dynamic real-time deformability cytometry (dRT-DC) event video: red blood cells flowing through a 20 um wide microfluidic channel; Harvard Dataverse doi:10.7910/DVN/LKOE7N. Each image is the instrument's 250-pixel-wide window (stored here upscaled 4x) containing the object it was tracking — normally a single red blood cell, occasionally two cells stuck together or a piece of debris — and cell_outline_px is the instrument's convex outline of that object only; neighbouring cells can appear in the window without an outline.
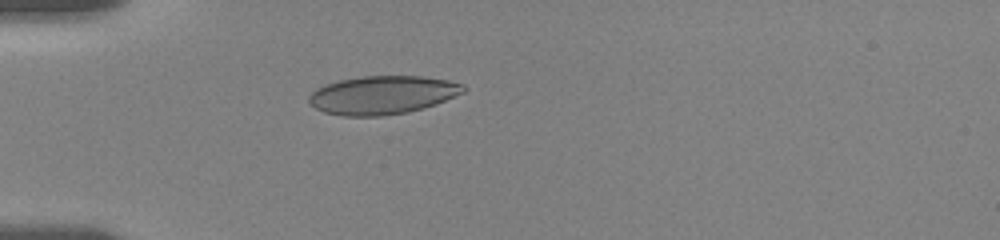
{"species": "human", "species_latin": "Homo sapiens", "temperature_condition": "room temperature", "stored_images_in_passage": 71, "camera_frame_rate_fps": 3000, "um_per_image_px": 0.085, "donor": {"sex": "female"}, "frame": {"image": 1, "passage_image": 1, "time_ms": 0.0, "image_size_px": [1000, 240], "cell_outline_px": [[468, 88], [464, 92], [436, 104], [408, 112], [380, 116], [344, 116], [324, 112], [316, 108], [308, 100], [308, 96], [316, 88], [340, 80], [364, 76], [420, 76], [448, 80], [464, 84]], "centroid_in_image_um": [32.54, 8.07], "position_along_channel_um": 52.5, "area_um2": 34.45}}
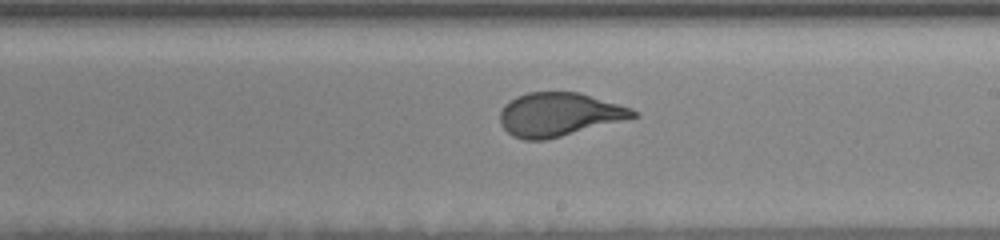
{"frame": {"image": 2, "passage_image": 26, "time_ms": 5.667, "image_size_px": [1000, 240], "cell_outline_px": [[636, 116], [560, 136], [544, 140], [524, 140], [512, 136], [500, 124], [500, 112], [504, 104], [516, 96], [528, 92], [580, 92], [620, 104], [632, 108], [636, 112]], "centroid_in_image_um": [47.45, 9.71], "position_along_channel_um": 241.5, "area_um2": 33.41}}
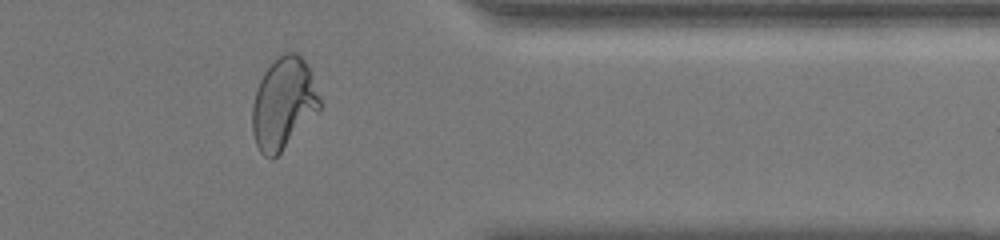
{"frame": {"image": 3, "passage_image": 48, "time_ms": 10.0, "image_size_px": [1000, 240], "cell_outline_px": [[320, 108], [280, 152], [272, 160], [264, 156], [260, 152], [256, 144], [252, 132], [252, 108], [256, 92], [260, 80], [264, 72], [284, 52], [296, 52], [308, 64], [320, 100]], "centroid_in_image_um": [24.07, 8.8], "position_along_channel_um": 387.3, "area_um2": 35.26}, "authors_computed_cell_mechanics": {"area_um2": 35.258, "velocity_mm_per_s": 3.5826, "shape_relaxation_time_tau1_ms": 5.1446, "shape_relaxation_time_tau2_ms": null, "deformation_change_tau1": 0.175, "deformation_change_tau2": null}}